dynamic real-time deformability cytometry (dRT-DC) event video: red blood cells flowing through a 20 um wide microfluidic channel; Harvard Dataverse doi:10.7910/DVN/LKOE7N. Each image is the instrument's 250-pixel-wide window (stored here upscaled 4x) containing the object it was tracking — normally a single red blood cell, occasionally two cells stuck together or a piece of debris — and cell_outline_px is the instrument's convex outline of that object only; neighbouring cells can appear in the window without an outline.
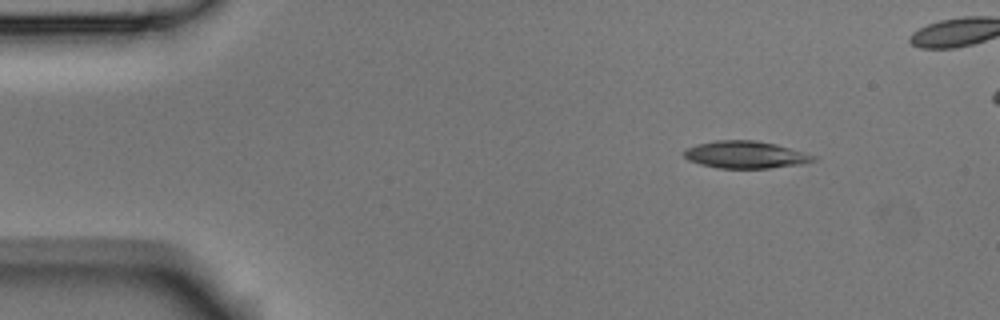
{"species": "Egyptian fruit bat (a non-hibernating species)", "species_latin": "Rousettus aegyptiacus", "temperature_condition": "room temperature", "stored_images_in_passage": 4, "camera_frame_rate_fps": 3000, "um_per_image_px": 0.085, "animal": {"sex": "male"}, "frame": {"image": 1, "passage_image": 1, "time_ms": 0.0, "image_size_px": [1000, 320], "cell_outline_px": [[820, 156], [816, 160], [800, 164], [768, 168], [716, 168], [700, 164], [688, 160], [684, 156], [684, 148], [696, 144], [716, 140], [756, 140], [776, 144]], "centroid_in_image_um": [63.37, 13.14], "position_along_channel_um": 21.6, "area_um2": 20.75}}